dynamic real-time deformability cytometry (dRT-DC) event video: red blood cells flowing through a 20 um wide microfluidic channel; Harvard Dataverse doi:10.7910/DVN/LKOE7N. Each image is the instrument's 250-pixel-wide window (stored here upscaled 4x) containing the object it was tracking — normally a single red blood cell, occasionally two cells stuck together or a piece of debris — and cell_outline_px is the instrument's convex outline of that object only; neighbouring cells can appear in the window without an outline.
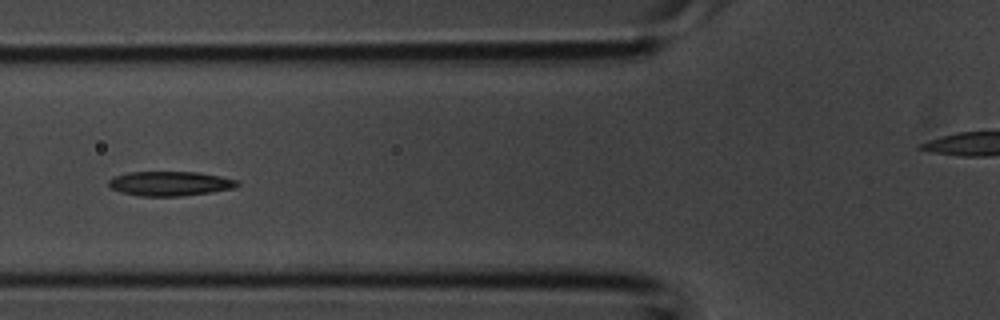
{"species": "common noctule bat (a hibernating species)", "species_latin": "Nyctalus noctula", "temperature_condition": "room temperature", "stored_images_in_passage": 4, "camera_frame_rate_fps": 3000, "um_per_image_px": 0.085, "animal": {"sex": "male", "body_mass_g": 20.1, "forearm_length_mm": 53.5}, "frame": {"image": 1, "passage_image": 4, "time_ms": 1.0, "image_size_px": [1000, 320], "cell_outline_px": [[240, 184], [232, 188], [208, 192], [180, 196], [140, 196], [120, 192], [112, 188], [108, 184], [108, 180], [116, 176], [128, 172], [196, 172], [220, 176], [240, 180]], "centroid_in_image_um": [14.44, 15.6], "position_along_channel_um": 111.4, "area_um2": 18.21}}